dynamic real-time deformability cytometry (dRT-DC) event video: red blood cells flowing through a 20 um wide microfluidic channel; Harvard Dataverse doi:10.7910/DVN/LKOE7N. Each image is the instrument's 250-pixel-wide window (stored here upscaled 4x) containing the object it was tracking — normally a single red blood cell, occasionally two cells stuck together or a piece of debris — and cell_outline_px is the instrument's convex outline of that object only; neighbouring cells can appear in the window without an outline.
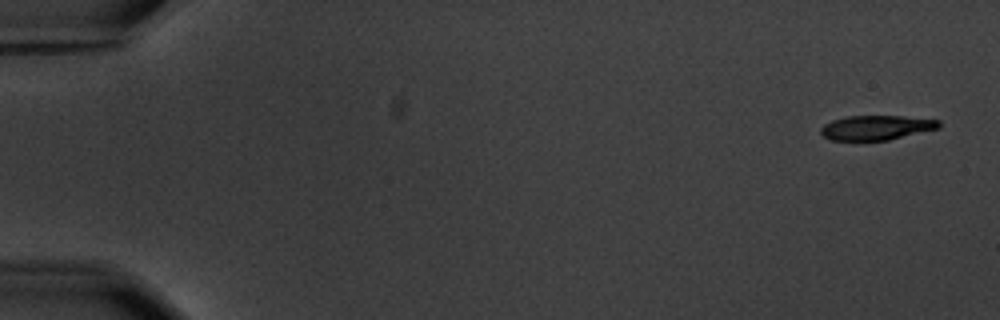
{"species": "common noctule bat (a hibernating species)", "species_latin": "Nyctalus noctula", "temperature_condition": "warm", "stored_images_in_passage": 9, "camera_frame_rate_fps": 3000, "um_per_image_px": 0.085, "animal": {"sex": "male", "body_mass_g": 20.1, "forearm_length_mm": 53.5}, "frame": {"image": 1, "passage_image": 1, "time_ms": 0.0, "image_size_px": [1000, 320], "cell_outline_px": [[940, 128], [888, 140], [832, 140], [824, 136], [820, 132], [820, 128], [824, 124], [832, 120], [848, 116], [904, 116], [940, 120]], "centroid_in_image_um": [74.5, 10.84], "position_along_channel_um": 10.5, "area_um2": 16.88}}
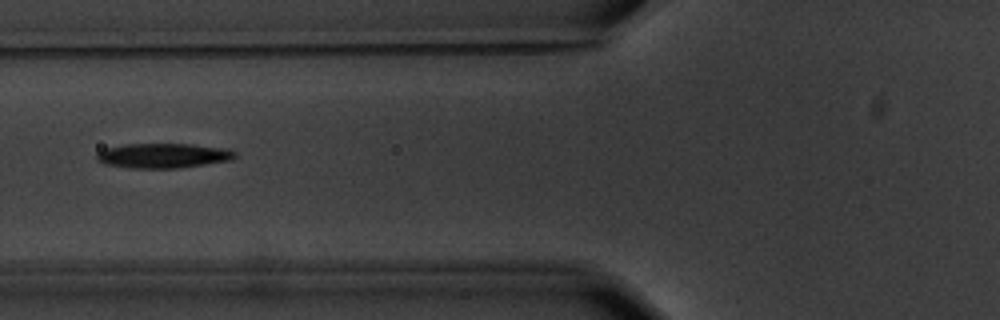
{"frame": {"image": 2, "passage_image": 7, "time_ms": 7.0, "image_size_px": [1000, 320], "cell_outline_px": [[236, 156], [232, 160], [176, 168], [128, 168], [108, 164], [96, 160], [96, 156], [104, 148], [124, 144], [192, 144], [228, 148], [236, 152]], "centroid_in_image_um": [13.9, 13.22], "position_along_channel_um": 111.9, "area_um2": 19.94}}
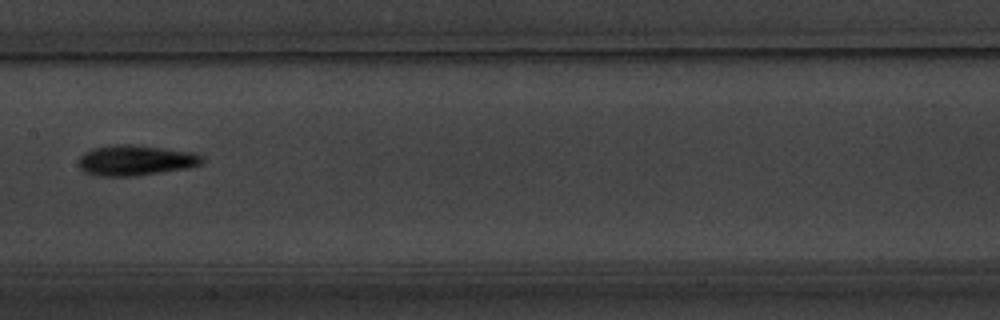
{"frame": {"image": 3, "passage_image": 9, "time_ms": 9.333, "image_size_px": [1000, 320], "cell_outline_px": [[204, 164], [188, 168], [128, 176], [96, 176], [84, 172], [80, 168], [80, 156], [84, 152], [92, 148], [112, 144], [132, 144], [164, 148], [192, 152], [204, 156]], "centroid_in_image_um": [11.53, 13.61], "position_along_channel_um": 195.9, "area_um2": 21.96}}